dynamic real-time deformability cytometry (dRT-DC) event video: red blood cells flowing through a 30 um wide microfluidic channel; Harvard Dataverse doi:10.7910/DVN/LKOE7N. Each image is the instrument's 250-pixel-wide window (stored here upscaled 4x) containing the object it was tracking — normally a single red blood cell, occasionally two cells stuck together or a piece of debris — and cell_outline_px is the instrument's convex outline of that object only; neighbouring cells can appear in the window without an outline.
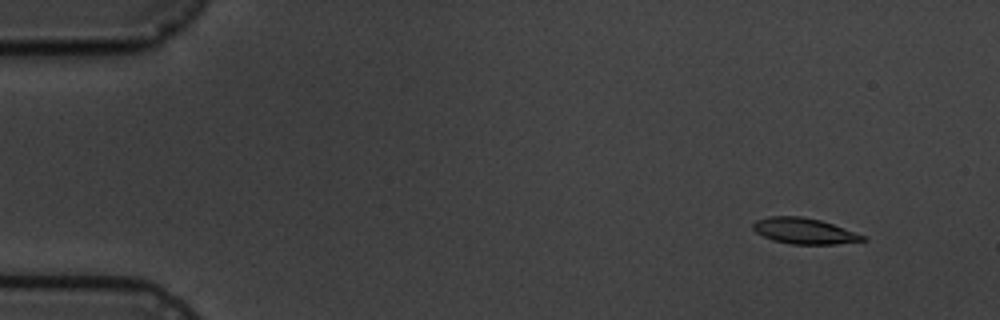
{"species": "common noctule bat (a hibernating species)", "species_latin": "Nyctalus noctula", "temperature_condition": "cold", "stored_images_in_passage": 7, "camera_frame_rate_fps": 3000, "um_per_image_px": 0.085, "animal": {"sex": "male", "body_mass_g": 19.5, "forearm_length_mm": 54.6}, "frame": {"image": 1, "passage_image": 2, "time_ms": 1.333, "image_size_px": [1000, 320], "cell_outline_px": [[868, 240], [836, 244], [788, 244], [772, 240], [756, 232], [752, 228], [752, 224], [756, 220], [768, 216], [800, 216], [820, 220], [832, 224], [864, 236]], "centroid_in_image_um": [68.31, 19.63], "position_along_channel_um": 16.7, "area_um2": 16.42}}
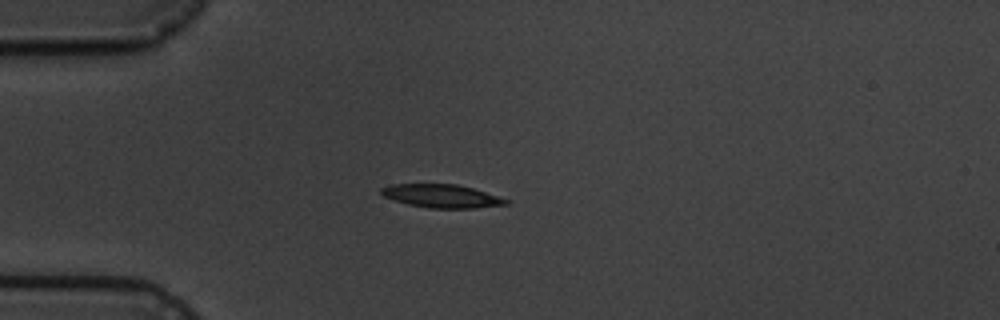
{"frame": {"image": 2, "passage_image": 5, "time_ms": 4.667, "image_size_px": [1000, 320], "cell_outline_px": [[512, 200], [508, 204], [476, 208], [428, 208], [408, 204], [384, 196], [380, 192], [380, 188], [388, 184], [456, 184], [472, 188]], "centroid_in_image_um": [37.56, 16.66], "position_along_channel_um": 47.4, "area_um2": 16.94}}
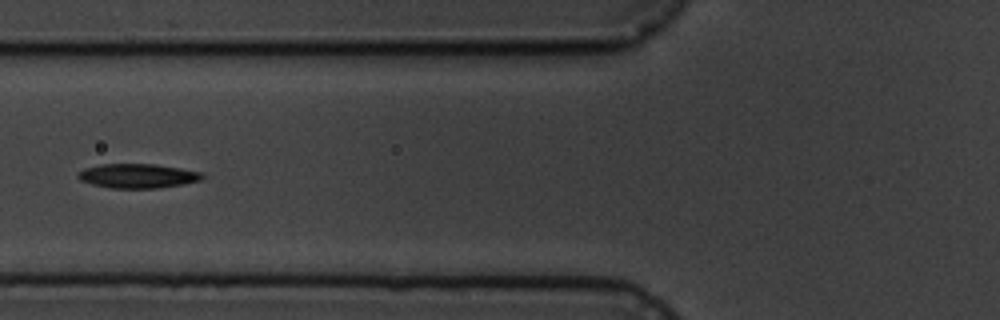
{"frame": {"image": 3, "passage_image": 7, "time_ms": 7.0, "image_size_px": [1000, 320], "cell_outline_px": [[204, 176], [200, 180], [184, 184], [156, 188], [112, 188], [92, 184], [80, 180], [76, 176], [76, 172], [84, 168], [100, 164], [156, 164], [204, 172]], "centroid_in_image_um": [11.69, 14.94], "position_along_channel_um": 114.1, "area_um2": 17.74}}